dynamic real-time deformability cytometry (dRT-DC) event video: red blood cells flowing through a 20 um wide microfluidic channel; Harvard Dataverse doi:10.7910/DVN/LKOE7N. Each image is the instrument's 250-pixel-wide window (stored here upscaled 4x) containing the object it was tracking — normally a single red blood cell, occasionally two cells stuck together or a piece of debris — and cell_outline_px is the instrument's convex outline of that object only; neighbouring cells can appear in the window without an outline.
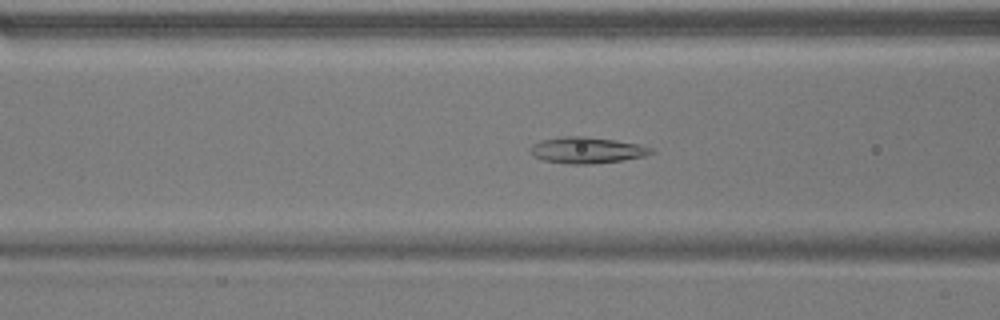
{"species": "common noctule bat (a hibernating species)", "species_latin": "Nyctalus noctula", "temperature_condition": "warm", "stored_images_in_passage": 50, "camera_frame_rate_fps": 3000, "um_per_image_px": 0.085, "animal": {"sex": "male", "body_mass_g": 17.9}, "frame": {"image": 1, "passage_image": 17, "time_ms": 5.333, "image_size_px": [1000, 320], "cell_outline_px": [[656, 152], [644, 156], [624, 160], [592, 164], [572, 164], [544, 160], [536, 156], [532, 152], [532, 144], [540, 140], [564, 136], [584, 136], [640, 144], [652, 148]], "centroid_in_image_um": [49.94, 12.76], "position_along_channel_um": 116.7, "area_um2": 18.26}}
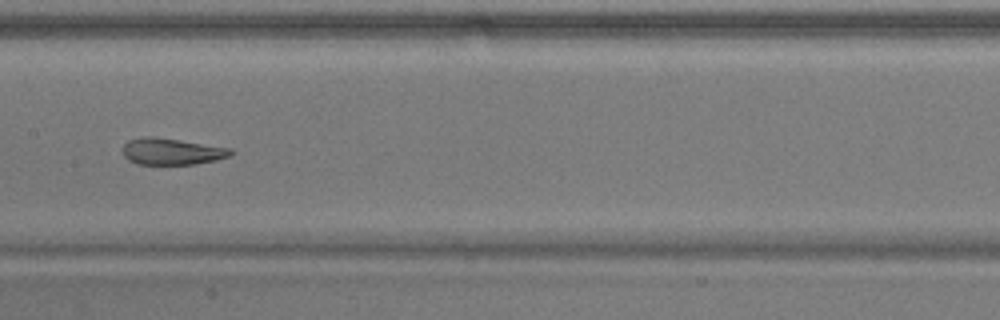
{"frame": {"image": 2, "passage_image": 23, "time_ms": 7.333, "image_size_px": [1000, 320], "cell_outline_px": [[236, 152], [228, 156], [216, 160], [196, 164], [136, 164], [128, 160], [124, 156], [124, 144], [128, 140], [144, 136], [152, 136], [232, 148]], "centroid_in_image_um": [14.61, 12.87], "position_along_channel_um": 192.8, "area_um2": 16.7}}
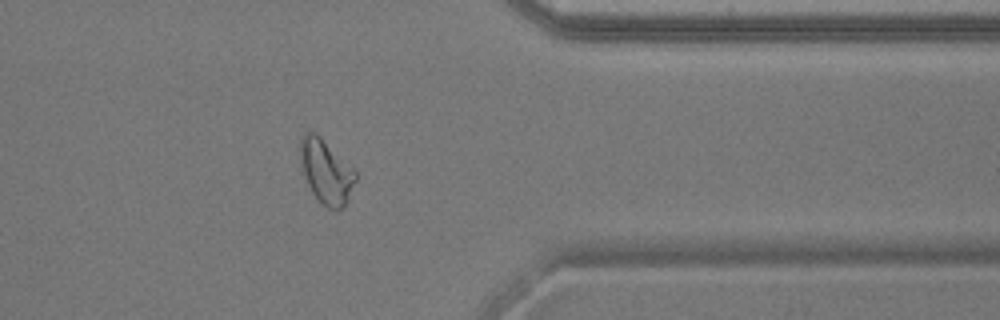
{"frame": {"image": 3, "passage_image": 39, "time_ms": 12.667, "image_size_px": [1000, 320], "cell_outline_px": [[356, 180], [344, 208], [340, 212], [336, 212], [328, 208], [312, 192], [304, 176], [300, 164], [300, 136], [304, 132], [316, 132], [356, 172]], "centroid_in_image_um": [27.7, 14.59], "position_along_channel_um": 383.7, "area_um2": 20.58}, "authors_computed_cell_mechanics": {"area_um2": 19.7387, "velocity_mm_per_s": 3.803, "shape_relaxation_time_tau1_ms": 6.5989, "shape_relaxation_time_tau2_ms": 2.0243, "deformation_change_tau1": 0.1864, "deformation_change_tau2": 0.0722}}